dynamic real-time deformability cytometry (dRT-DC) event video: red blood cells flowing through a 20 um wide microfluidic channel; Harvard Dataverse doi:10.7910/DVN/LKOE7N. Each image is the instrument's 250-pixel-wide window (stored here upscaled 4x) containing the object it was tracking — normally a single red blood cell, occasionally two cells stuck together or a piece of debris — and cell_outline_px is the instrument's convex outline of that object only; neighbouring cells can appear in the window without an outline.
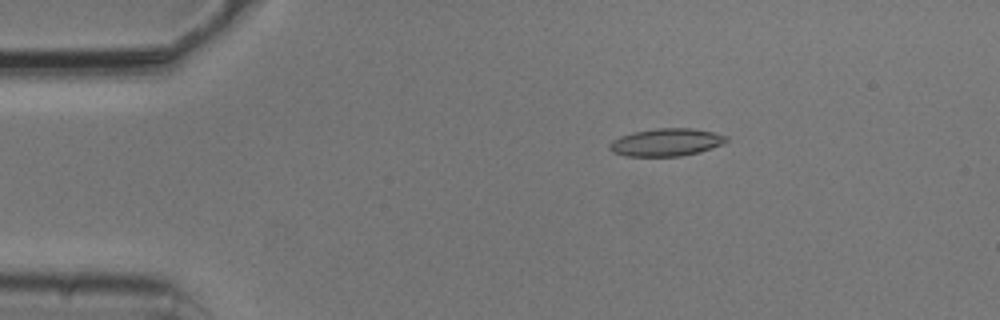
{"species": "common noctule bat (a hibernating species)", "species_latin": "Nyctalus noctula", "temperature_condition": "cold", "stored_images_in_passage": 52, "camera_frame_rate_fps": 3000, "um_per_image_px": 0.085, "animal": {"sex": "male", "body_mass_g": 20.5, "forearm_length_mm": 52.5}, "frame": {"image": 1, "passage_image": 8, "time_ms": 2.333, "image_size_px": [1000, 320], "cell_outline_px": [[728, 140], [712, 148], [700, 152], [680, 156], [624, 156], [612, 152], [608, 148], [608, 144], [612, 140], [620, 136], [632, 132], [656, 128], [692, 128], [712, 132], [728, 136]], "centroid_in_image_um": [56.58, 12.09], "position_along_channel_um": 28.4, "area_um2": 18.9}}
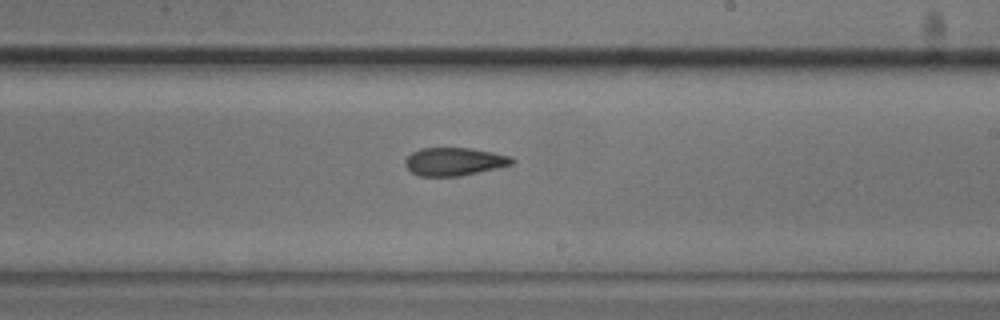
{"frame": {"image": 2, "passage_image": 30, "time_ms": 9.667, "image_size_px": [1000, 320], "cell_outline_px": [[516, 160], [512, 164], [496, 168], [460, 176], [420, 176], [412, 172], [404, 164], [404, 160], [412, 152], [420, 148], [472, 148], [512, 156]], "centroid_in_image_um": [38.62, 13.72], "position_along_channel_um": 250.4, "area_um2": 17.46}}
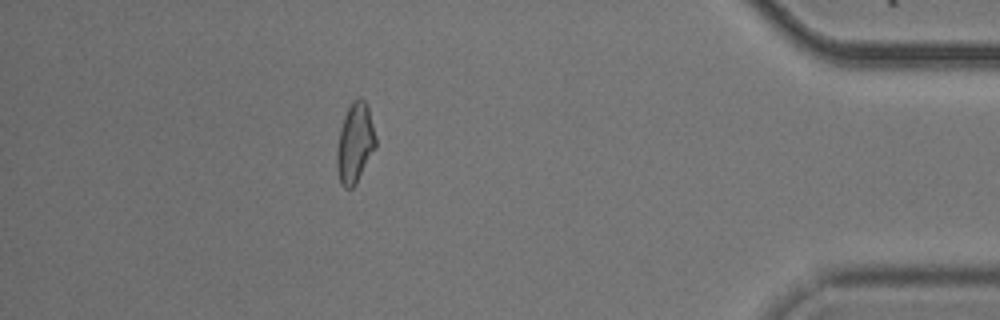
{"frame": {"image": 3, "passage_image": 46, "time_ms": 15.0, "image_size_px": [1000, 320], "cell_outline_px": [[376, 148], [356, 184], [352, 188], [344, 188], [340, 184], [336, 168], [336, 152], [340, 128], [344, 116], [352, 100], [360, 96], [364, 100], [368, 108], [376, 136]], "centroid_in_image_um": [30.16, 12.18], "position_along_channel_um": 405.0, "area_um2": 18.32}, "authors_computed_cell_mechanics": {"area_um2": 18.0336, "velocity_mm_per_s": 3.7695, "shape_relaxation_time_tau1_ms": null, "shape_relaxation_time_tau2_ms": 5.3786, "deformation_change_tau1": null, "deformation_change_tau2": 0.1502}}